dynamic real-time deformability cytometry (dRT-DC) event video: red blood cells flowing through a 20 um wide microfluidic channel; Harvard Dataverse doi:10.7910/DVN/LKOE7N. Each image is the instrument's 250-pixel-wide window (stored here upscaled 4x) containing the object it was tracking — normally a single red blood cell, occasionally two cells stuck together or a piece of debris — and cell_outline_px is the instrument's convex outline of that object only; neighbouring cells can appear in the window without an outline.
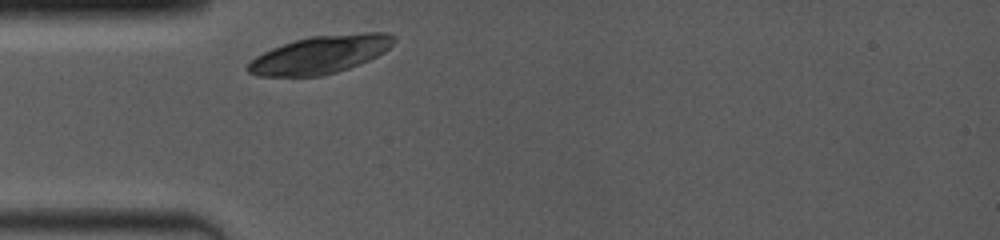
{"species": "common noctule bat (a hibernating species)", "species_latin": "Nyctalus noctula", "temperature_condition": "room temperature", "stored_images_in_passage": 34, "camera_frame_rate_fps": 4000, "um_per_image_px": 0.085, "animal": {"sex": "female", "body_mass_g": 19.0, "forearm_length_mm": 53.3}, "frame": {"image": 1, "passage_image": 1, "time_ms": 0.0, "image_size_px": [1000, 240], "cell_outline_px": [[396, 40], [384, 52], [360, 64], [336, 72], [320, 76], [256, 76], [248, 72], [244, 68], [256, 56], [272, 48], [296, 40], [312, 36], [364, 32], [384, 32], [396, 36]], "centroid_in_image_um": [27.23, 4.64], "position_along_channel_um": 57.8, "area_um2": 32.08}}
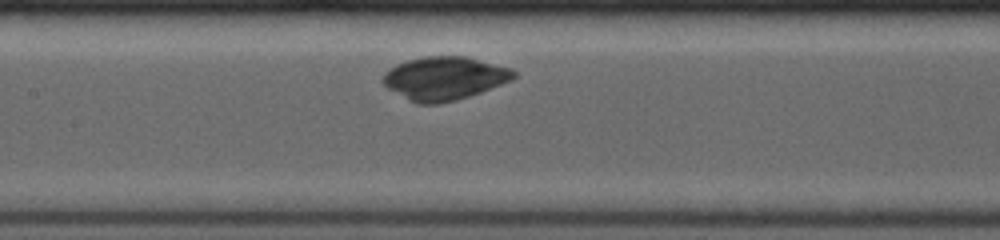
{"frame": {"image": 2, "passage_image": 10, "time_ms": 3.0, "image_size_px": [1000, 240], "cell_outline_px": [[516, 76], [512, 80], [480, 92], [456, 100], [436, 104], [416, 104], [408, 100], [388, 88], [380, 80], [384, 72], [388, 68], [396, 64], [408, 60], [424, 56], [468, 56], [512, 68], [516, 72]], "centroid_in_image_um": [37.76, 6.64], "position_along_channel_um": 169.6, "area_um2": 33.23}}
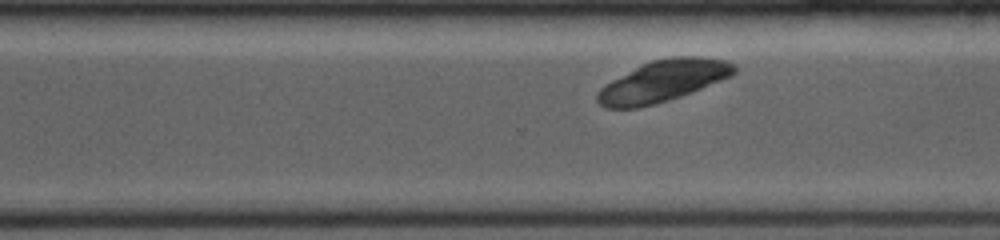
{"frame": {"image": 3, "passage_image": 23, "time_ms": 6.75, "image_size_px": [1000, 240], "cell_outline_px": [[736, 72], [720, 80], [680, 96], [668, 100], [636, 108], [604, 108], [596, 100], [596, 92], [604, 84], [652, 60], [672, 56], [700, 56], [728, 60], [736, 64]], "centroid_in_image_um": [56.34, 6.88], "position_along_channel_um": 314.3, "area_um2": 32.66}}